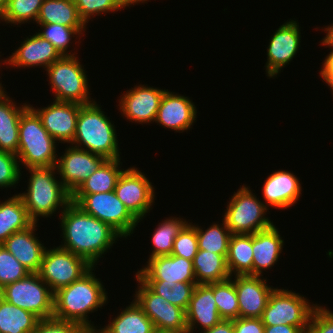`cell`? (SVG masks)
I'll list each match as a JSON object with an SVG mask.
<instances>
[{
    "label": "cell",
    "mask_w": 333,
    "mask_h": 333,
    "mask_svg": "<svg viewBox=\"0 0 333 333\" xmlns=\"http://www.w3.org/2000/svg\"><path fill=\"white\" fill-rule=\"evenodd\" d=\"M60 221L64 241L60 247L84 258L94 267L116 240L122 238L108 224L85 213L73 202L61 212Z\"/></svg>",
    "instance_id": "obj_1"
},
{
    "label": "cell",
    "mask_w": 333,
    "mask_h": 333,
    "mask_svg": "<svg viewBox=\"0 0 333 333\" xmlns=\"http://www.w3.org/2000/svg\"><path fill=\"white\" fill-rule=\"evenodd\" d=\"M92 266L78 280L54 293L53 317L77 323L86 330H96L88 315L107 303V292Z\"/></svg>",
    "instance_id": "obj_2"
},
{
    "label": "cell",
    "mask_w": 333,
    "mask_h": 333,
    "mask_svg": "<svg viewBox=\"0 0 333 333\" xmlns=\"http://www.w3.org/2000/svg\"><path fill=\"white\" fill-rule=\"evenodd\" d=\"M27 192L19 193L29 218L38 223V217H49L56 210L61 212L71 203V194L56 178V166L31 167Z\"/></svg>",
    "instance_id": "obj_3"
},
{
    "label": "cell",
    "mask_w": 333,
    "mask_h": 333,
    "mask_svg": "<svg viewBox=\"0 0 333 333\" xmlns=\"http://www.w3.org/2000/svg\"><path fill=\"white\" fill-rule=\"evenodd\" d=\"M104 113L96 101L83 105L79 109L76 133L71 145L106 159H119L116 129Z\"/></svg>",
    "instance_id": "obj_4"
},
{
    "label": "cell",
    "mask_w": 333,
    "mask_h": 333,
    "mask_svg": "<svg viewBox=\"0 0 333 333\" xmlns=\"http://www.w3.org/2000/svg\"><path fill=\"white\" fill-rule=\"evenodd\" d=\"M17 157L26 169L31 167L56 166V140L48 134L40 117L29 106L19 122Z\"/></svg>",
    "instance_id": "obj_5"
},
{
    "label": "cell",
    "mask_w": 333,
    "mask_h": 333,
    "mask_svg": "<svg viewBox=\"0 0 333 333\" xmlns=\"http://www.w3.org/2000/svg\"><path fill=\"white\" fill-rule=\"evenodd\" d=\"M77 58L76 55L61 56L46 68L51 91L55 95L53 100L80 105L95 102L89 96L86 71Z\"/></svg>",
    "instance_id": "obj_6"
},
{
    "label": "cell",
    "mask_w": 333,
    "mask_h": 333,
    "mask_svg": "<svg viewBox=\"0 0 333 333\" xmlns=\"http://www.w3.org/2000/svg\"><path fill=\"white\" fill-rule=\"evenodd\" d=\"M71 202L85 213L108 224L122 238L130 236L138 220L119 200L114 191L94 194H72Z\"/></svg>",
    "instance_id": "obj_7"
},
{
    "label": "cell",
    "mask_w": 333,
    "mask_h": 333,
    "mask_svg": "<svg viewBox=\"0 0 333 333\" xmlns=\"http://www.w3.org/2000/svg\"><path fill=\"white\" fill-rule=\"evenodd\" d=\"M223 215L232 234H254L273 225L265 217L268 207L246 185L234 192Z\"/></svg>",
    "instance_id": "obj_8"
},
{
    "label": "cell",
    "mask_w": 333,
    "mask_h": 333,
    "mask_svg": "<svg viewBox=\"0 0 333 333\" xmlns=\"http://www.w3.org/2000/svg\"><path fill=\"white\" fill-rule=\"evenodd\" d=\"M316 306L299 293L275 288L269 296L261 320L264 326L293 325L307 333L310 316Z\"/></svg>",
    "instance_id": "obj_9"
},
{
    "label": "cell",
    "mask_w": 333,
    "mask_h": 333,
    "mask_svg": "<svg viewBox=\"0 0 333 333\" xmlns=\"http://www.w3.org/2000/svg\"><path fill=\"white\" fill-rule=\"evenodd\" d=\"M0 297L10 304L32 312L40 319L53 317L54 293L39 273H29L26 277L7 284L0 289Z\"/></svg>",
    "instance_id": "obj_10"
},
{
    "label": "cell",
    "mask_w": 333,
    "mask_h": 333,
    "mask_svg": "<svg viewBox=\"0 0 333 333\" xmlns=\"http://www.w3.org/2000/svg\"><path fill=\"white\" fill-rule=\"evenodd\" d=\"M91 267L84 258L58 246L45 250L38 273L55 293L78 280Z\"/></svg>",
    "instance_id": "obj_11"
},
{
    "label": "cell",
    "mask_w": 333,
    "mask_h": 333,
    "mask_svg": "<svg viewBox=\"0 0 333 333\" xmlns=\"http://www.w3.org/2000/svg\"><path fill=\"white\" fill-rule=\"evenodd\" d=\"M135 277L140 286L135 292L134 300L153 322L155 329L187 333L186 310L168 303L165 298L154 293L137 275Z\"/></svg>",
    "instance_id": "obj_12"
},
{
    "label": "cell",
    "mask_w": 333,
    "mask_h": 333,
    "mask_svg": "<svg viewBox=\"0 0 333 333\" xmlns=\"http://www.w3.org/2000/svg\"><path fill=\"white\" fill-rule=\"evenodd\" d=\"M154 189L145 174L135 167H130L118 178L114 192L139 223L152 209Z\"/></svg>",
    "instance_id": "obj_13"
},
{
    "label": "cell",
    "mask_w": 333,
    "mask_h": 333,
    "mask_svg": "<svg viewBox=\"0 0 333 333\" xmlns=\"http://www.w3.org/2000/svg\"><path fill=\"white\" fill-rule=\"evenodd\" d=\"M106 160L100 155L73 145L69 146L65 153L57 159V174L61 178L59 180L72 195Z\"/></svg>",
    "instance_id": "obj_14"
},
{
    "label": "cell",
    "mask_w": 333,
    "mask_h": 333,
    "mask_svg": "<svg viewBox=\"0 0 333 333\" xmlns=\"http://www.w3.org/2000/svg\"><path fill=\"white\" fill-rule=\"evenodd\" d=\"M299 23L289 20L272 35L267 47L266 76L277 77L281 69L289 64L300 47Z\"/></svg>",
    "instance_id": "obj_15"
},
{
    "label": "cell",
    "mask_w": 333,
    "mask_h": 333,
    "mask_svg": "<svg viewBox=\"0 0 333 333\" xmlns=\"http://www.w3.org/2000/svg\"><path fill=\"white\" fill-rule=\"evenodd\" d=\"M40 117L48 134L57 142L71 143L76 133L79 109L83 106L72 102L53 101L51 105L43 108H34L29 105Z\"/></svg>",
    "instance_id": "obj_16"
},
{
    "label": "cell",
    "mask_w": 333,
    "mask_h": 333,
    "mask_svg": "<svg viewBox=\"0 0 333 333\" xmlns=\"http://www.w3.org/2000/svg\"><path fill=\"white\" fill-rule=\"evenodd\" d=\"M166 90L144 85L134 86L119 99V110L127 120L143 125L154 122Z\"/></svg>",
    "instance_id": "obj_17"
},
{
    "label": "cell",
    "mask_w": 333,
    "mask_h": 333,
    "mask_svg": "<svg viewBox=\"0 0 333 333\" xmlns=\"http://www.w3.org/2000/svg\"><path fill=\"white\" fill-rule=\"evenodd\" d=\"M147 263L136 273L142 281H163V285H169L171 288L177 282H196L191 260L168 255L148 259Z\"/></svg>",
    "instance_id": "obj_18"
},
{
    "label": "cell",
    "mask_w": 333,
    "mask_h": 333,
    "mask_svg": "<svg viewBox=\"0 0 333 333\" xmlns=\"http://www.w3.org/2000/svg\"><path fill=\"white\" fill-rule=\"evenodd\" d=\"M233 281L238 296L239 317L261 318L275 288L268 286L266 279L256 275H236Z\"/></svg>",
    "instance_id": "obj_19"
},
{
    "label": "cell",
    "mask_w": 333,
    "mask_h": 333,
    "mask_svg": "<svg viewBox=\"0 0 333 333\" xmlns=\"http://www.w3.org/2000/svg\"><path fill=\"white\" fill-rule=\"evenodd\" d=\"M196 114V106L189 97L166 90L161 98L155 122L164 128L184 132L196 122Z\"/></svg>",
    "instance_id": "obj_20"
},
{
    "label": "cell",
    "mask_w": 333,
    "mask_h": 333,
    "mask_svg": "<svg viewBox=\"0 0 333 333\" xmlns=\"http://www.w3.org/2000/svg\"><path fill=\"white\" fill-rule=\"evenodd\" d=\"M187 333H193L200 326L210 329L223 319L219 315L213 295V283L197 284L186 310Z\"/></svg>",
    "instance_id": "obj_21"
},
{
    "label": "cell",
    "mask_w": 333,
    "mask_h": 333,
    "mask_svg": "<svg viewBox=\"0 0 333 333\" xmlns=\"http://www.w3.org/2000/svg\"><path fill=\"white\" fill-rule=\"evenodd\" d=\"M24 40L11 56L3 60L5 61L3 64L17 68L24 67V69L25 67L43 66L45 69L61 57L52 43L42 38L37 32Z\"/></svg>",
    "instance_id": "obj_22"
},
{
    "label": "cell",
    "mask_w": 333,
    "mask_h": 333,
    "mask_svg": "<svg viewBox=\"0 0 333 333\" xmlns=\"http://www.w3.org/2000/svg\"><path fill=\"white\" fill-rule=\"evenodd\" d=\"M37 223L10 235L2 244L31 273H38L47 247L37 239Z\"/></svg>",
    "instance_id": "obj_23"
},
{
    "label": "cell",
    "mask_w": 333,
    "mask_h": 333,
    "mask_svg": "<svg viewBox=\"0 0 333 333\" xmlns=\"http://www.w3.org/2000/svg\"><path fill=\"white\" fill-rule=\"evenodd\" d=\"M262 191L267 207L287 209L297 203L302 187L293 173L280 170L266 178Z\"/></svg>",
    "instance_id": "obj_24"
},
{
    "label": "cell",
    "mask_w": 333,
    "mask_h": 333,
    "mask_svg": "<svg viewBox=\"0 0 333 333\" xmlns=\"http://www.w3.org/2000/svg\"><path fill=\"white\" fill-rule=\"evenodd\" d=\"M283 245L284 240L274 224L252 234V275L263 276L265 269L273 267L280 257Z\"/></svg>",
    "instance_id": "obj_25"
},
{
    "label": "cell",
    "mask_w": 333,
    "mask_h": 333,
    "mask_svg": "<svg viewBox=\"0 0 333 333\" xmlns=\"http://www.w3.org/2000/svg\"><path fill=\"white\" fill-rule=\"evenodd\" d=\"M6 93L0 95V151L17 155L20 117L29 104L18 107Z\"/></svg>",
    "instance_id": "obj_26"
},
{
    "label": "cell",
    "mask_w": 333,
    "mask_h": 333,
    "mask_svg": "<svg viewBox=\"0 0 333 333\" xmlns=\"http://www.w3.org/2000/svg\"><path fill=\"white\" fill-rule=\"evenodd\" d=\"M102 333H153L155 327L143 309L133 299L130 305L121 311L104 328Z\"/></svg>",
    "instance_id": "obj_27"
},
{
    "label": "cell",
    "mask_w": 333,
    "mask_h": 333,
    "mask_svg": "<svg viewBox=\"0 0 333 333\" xmlns=\"http://www.w3.org/2000/svg\"><path fill=\"white\" fill-rule=\"evenodd\" d=\"M37 24H61L73 28H86L73 0H44Z\"/></svg>",
    "instance_id": "obj_28"
},
{
    "label": "cell",
    "mask_w": 333,
    "mask_h": 333,
    "mask_svg": "<svg viewBox=\"0 0 333 333\" xmlns=\"http://www.w3.org/2000/svg\"><path fill=\"white\" fill-rule=\"evenodd\" d=\"M33 223L19 195L15 194L5 202H0V245L10 235L27 229Z\"/></svg>",
    "instance_id": "obj_29"
},
{
    "label": "cell",
    "mask_w": 333,
    "mask_h": 333,
    "mask_svg": "<svg viewBox=\"0 0 333 333\" xmlns=\"http://www.w3.org/2000/svg\"><path fill=\"white\" fill-rule=\"evenodd\" d=\"M193 267L197 284L222 282L231 278L226 257L221 254L198 249Z\"/></svg>",
    "instance_id": "obj_30"
},
{
    "label": "cell",
    "mask_w": 333,
    "mask_h": 333,
    "mask_svg": "<svg viewBox=\"0 0 333 333\" xmlns=\"http://www.w3.org/2000/svg\"><path fill=\"white\" fill-rule=\"evenodd\" d=\"M231 275H252V234H232L226 257Z\"/></svg>",
    "instance_id": "obj_31"
},
{
    "label": "cell",
    "mask_w": 333,
    "mask_h": 333,
    "mask_svg": "<svg viewBox=\"0 0 333 333\" xmlns=\"http://www.w3.org/2000/svg\"><path fill=\"white\" fill-rule=\"evenodd\" d=\"M41 319L0 297V333H34Z\"/></svg>",
    "instance_id": "obj_32"
},
{
    "label": "cell",
    "mask_w": 333,
    "mask_h": 333,
    "mask_svg": "<svg viewBox=\"0 0 333 333\" xmlns=\"http://www.w3.org/2000/svg\"><path fill=\"white\" fill-rule=\"evenodd\" d=\"M119 159H107L73 194H94L114 191L118 178L124 171L119 169Z\"/></svg>",
    "instance_id": "obj_33"
},
{
    "label": "cell",
    "mask_w": 333,
    "mask_h": 333,
    "mask_svg": "<svg viewBox=\"0 0 333 333\" xmlns=\"http://www.w3.org/2000/svg\"><path fill=\"white\" fill-rule=\"evenodd\" d=\"M187 223L179 217H169L160 222L152 234L153 251L149 259L171 255L174 240Z\"/></svg>",
    "instance_id": "obj_34"
},
{
    "label": "cell",
    "mask_w": 333,
    "mask_h": 333,
    "mask_svg": "<svg viewBox=\"0 0 333 333\" xmlns=\"http://www.w3.org/2000/svg\"><path fill=\"white\" fill-rule=\"evenodd\" d=\"M196 231L198 249L214 252L227 257L229 241L232 233L226 226L224 220H222V225L214 223L206 230H203L197 225Z\"/></svg>",
    "instance_id": "obj_35"
},
{
    "label": "cell",
    "mask_w": 333,
    "mask_h": 333,
    "mask_svg": "<svg viewBox=\"0 0 333 333\" xmlns=\"http://www.w3.org/2000/svg\"><path fill=\"white\" fill-rule=\"evenodd\" d=\"M233 277L213 283V295L219 315L223 320H234L239 317L238 296Z\"/></svg>",
    "instance_id": "obj_36"
},
{
    "label": "cell",
    "mask_w": 333,
    "mask_h": 333,
    "mask_svg": "<svg viewBox=\"0 0 333 333\" xmlns=\"http://www.w3.org/2000/svg\"><path fill=\"white\" fill-rule=\"evenodd\" d=\"M154 293L165 298L168 303L187 310L197 282H177L173 288L163 285V281H143Z\"/></svg>",
    "instance_id": "obj_37"
},
{
    "label": "cell",
    "mask_w": 333,
    "mask_h": 333,
    "mask_svg": "<svg viewBox=\"0 0 333 333\" xmlns=\"http://www.w3.org/2000/svg\"><path fill=\"white\" fill-rule=\"evenodd\" d=\"M38 25L41 26L40 28L42 30H39L37 34L51 42L61 56L75 55V52L68 53L69 51L67 49L70 47L69 44L71 43L72 37H75L74 35L76 34L80 37V34H83L85 28L67 27L57 23Z\"/></svg>",
    "instance_id": "obj_38"
},
{
    "label": "cell",
    "mask_w": 333,
    "mask_h": 333,
    "mask_svg": "<svg viewBox=\"0 0 333 333\" xmlns=\"http://www.w3.org/2000/svg\"><path fill=\"white\" fill-rule=\"evenodd\" d=\"M44 0H7L6 8L0 19L4 22L18 25L35 21Z\"/></svg>",
    "instance_id": "obj_39"
},
{
    "label": "cell",
    "mask_w": 333,
    "mask_h": 333,
    "mask_svg": "<svg viewBox=\"0 0 333 333\" xmlns=\"http://www.w3.org/2000/svg\"><path fill=\"white\" fill-rule=\"evenodd\" d=\"M149 0H73L80 18L87 25L90 18L95 15L104 14L105 12H114L124 9L129 5L144 3Z\"/></svg>",
    "instance_id": "obj_40"
},
{
    "label": "cell",
    "mask_w": 333,
    "mask_h": 333,
    "mask_svg": "<svg viewBox=\"0 0 333 333\" xmlns=\"http://www.w3.org/2000/svg\"><path fill=\"white\" fill-rule=\"evenodd\" d=\"M31 273L3 245H0V289Z\"/></svg>",
    "instance_id": "obj_41"
},
{
    "label": "cell",
    "mask_w": 333,
    "mask_h": 333,
    "mask_svg": "<svg viewBox=\"0 0 333 333\" xmlns=\"http://www.w3.org/2000/svg\"><path fill=\"white\" fill-rule=\"evenodd\" d=\"M197 252L198 240L196 225L187 223L175 238L171 255L193 261Z\"/></svg>",
    "instance_id": "obj_42"
},
{
    "label": "cell",
    "mask_w": 333,
    "mask_h": 333,
    "mask_svg": "<svg viewBox=\"0 0 333 333\" xmlns=\"http://www.w3.org/2000/svg\"><path fill=\"white\" fill-rule=\"evenodd\" d=\"M16 154L0 151V188L13 187L18 184L21 170Z\"/></svg>",
    "instance_id": "obj_43"
},
{
    "label": "cell",
    "mask_w": 333,
    "mask_h": 333,
    "mask_svg": "<svg viewBox=\"0 0 333 333\" xmlns=\"http://www.w3.org/2000/svg\"><path fill=\"white\" fill-rule=\"evenodd\" d=\"M86 331L83 326L77 323L51 317L41 319L34 333H85Z\"/></svg>",
    "instance_id": "obj_44"
},
{
    "label": "cell",
    "mask_w": 333,
    "mask_h": 333,
    "mask_svg": "<svg viewBox=\"0 0 333 333\" xmlns=\"http://www.w3.org/2000/svg\"><path fill=\"white\" fill-rule=\"evenodd\" d=\"M318 305L310 316L307 333H333V312Z\"/></svg>",
    "instance_id": "obj_45"
},
{
    "label": "cell",
    "mask_w": 333,
    "mask_h": 333,
    "mask_svg": "<svg viewBox=\"0 0 333 333\" xmlns=\"http://www.w3.org/2000/svg\"><path fill=\"white\" fill-rule=\"evenodd\" d=\"M234 333H264L265 326L261 318H241L233 320Z\"/></svg>",
    "instance_id": "obj_46"
},
{
    "label": "cell",
    "mask_w": 333,
    "mask_h": 333,
    "mask_svg": "<svg viewBox=\"0 0 333 333\" xmlns=\"http://www.w3.org/2000/svg\"><path fill=\"white\" fill-rule=\"evenodd\" d=\"M199 333H234L233 320H222L210 329L204 331L200 328Z\"/></svg>",
    "instance_id": "obj_47"
},
{
    "label": "cell",
    "mask_w": 333,
    "mask_h": 333,
    "mask_svg": "<svg viewBox=\"0 0 333 333\" xmlns=\"http://www.w3.org/2000/svg\"><path fill=\"white\" fill-rule=\"evenodd\" d=\"M264 333H304L299 327L293 325L265 326Z\"/></svg>",
    "instance_id": "obj_48"
},
{
    "label": "cell",
    "mask_w": 333,
    "mask_h": 333,
    "mask_svg": "<svg viewBox=\"0 0 333 333\" xmlns=\"http://www.w3.org/2000/svg\"><path fill=\"white\" fill-rule=\"evenodd\" d=\"M326 33V36L325 38H323V40H321L322 42V45L324 46H328L330 48L333 49V24L332 25H329L328 27H325V30H324Z\"/></svg>",
    "instance_id": "obj_49"
},
{
    "label": "cell",
    "mask_w": 333,
    "mask_h": 333,
    "mask_svg": "<svg viewBox=\"0 0 333 333\" xmlns=\"http://www.w3.org/2000/svg\"><path fill=\"white\" fill-rule=\"evenodd\" d=\"M323 62V68L321 67V71L319 72H333V49H331Z\"/></svg>",
    "instance_id": "obj_50"
},
{
    "label": "cell",
    "mask_w": 333,
    "mask_h": 333,
    "mask_svg": "<svg viewBox=\"0 0 333 333\" xmlns=\"http://www.w3.org/2000/svg\"><path fill=\"white\" fill-rule=\"evenodd\" d=\"M320 76L333 92V72H320Z\"/></svg>",
    "instance_id": "obj_51"
},
{
    "label": "cell",
    "mask_w": 333,
    "mask_h": 333,
    "mask_svg": "<svg viewBox=\"0 0 333 333\" xmlns=\"http://www.w3.org/2000/svg\"><path fill=\"white\" fill-rule=\"evenodd\" d=\"M7 0H0V17L5 11Z\"/></svg>",
    "instance_id": "obj_52"
},
{
    "label": "cell",
    "mask_w": 333,
    "mask_h": 333,
    "mask_svg": "<svg viewBox=\"0 0 333 333\" xmlns=\"http://www.w3.org/2000/svg\"><path fill=\"white\" fill-rule=\"evenodd\" d=\"M153 333H177V332H172V331H161V330H157V329H155Z\"/></svg>",
    "instance_id": "obj_53"
},
{
    "label": "cell",
    "mask_w": 333,
    "mask_h": 333,
    "mask_svg": "<svg viewBox=\"0 0 333 333\" xmlns=\"http://www.w3.org/2000/svg\"><path fill=\"white\" fill-rule=\"evenodd\" d=\"M5 88L2 87V83H0V95H2L5 91Z\"/></svg>",
    "instance_id": "obj_54"
},
{
    "label": "cell",
    "mask_w": 333,
    "mask_h": 333,
    "mask_svg": "<svg viewBox=\"0 0 333 333\" xmlns=\"http://www.w3.org/2000/svg\"><path fill=\"white\" fill-rule=\"evenodd\" d=\"M85 333H96L94 330H87Z\"/></svg>",
    "instance_id": "obj_55"
},
{
    "label": "cell",
    "mask_w": 333,
    "mask_h": 333,
    "mask_svg": "<svg viewBox=\"0 0 333 333\" xmlns=\"http://www.w3.org/2000/svg\"><path fill=\"white\" fill-rule=\"evenodd\" d=\"M96 333H102L99 329L94 330Z\"/></svg>",
    "instance_id": "obj_56"
}]
</instances>
